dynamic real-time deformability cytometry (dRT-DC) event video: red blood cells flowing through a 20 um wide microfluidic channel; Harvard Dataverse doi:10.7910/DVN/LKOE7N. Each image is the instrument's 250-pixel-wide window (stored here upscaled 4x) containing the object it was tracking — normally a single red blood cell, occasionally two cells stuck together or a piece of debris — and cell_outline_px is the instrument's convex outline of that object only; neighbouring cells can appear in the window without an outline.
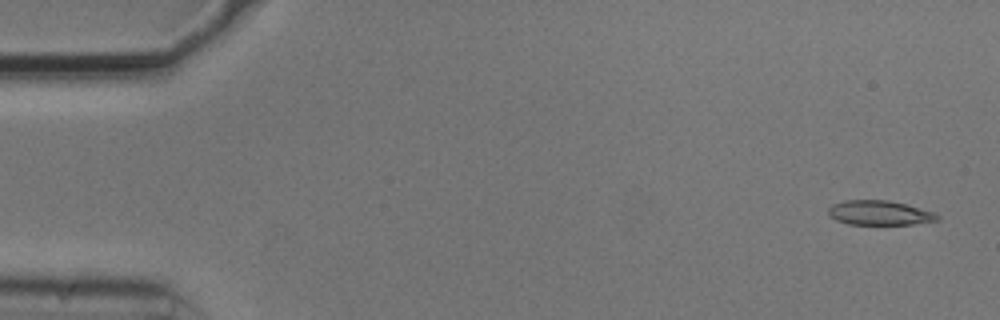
{"species": "common noctule bat (a hibernating species)", "species_latin": "Nyctalus noctula", "temperature_condition": "cold", "stored_images_in_passage": 53, "camera_frame_rate_fps": 3000, "um_per_image_px": 0.085, "animal": {"sex": "male", "body_mass_g": 20.5, "forearm_length_mm": 52.5}, "frame": {"image": 1, "passage_image": 2, "time_ms": 0.333, "image_size_px": [1000, 320], "cell_outline_px": [[940, 220], [912, 224], [848, 224], [836, 220], [828, 212], [828, 208], [832, 204], [844, 200], [888, 200], [936, 212], [940, 216]], "centroid_in_image_um": [74.78, 18.09], "position_along_channel_um": 10.2, "area_um2": 15.55}}
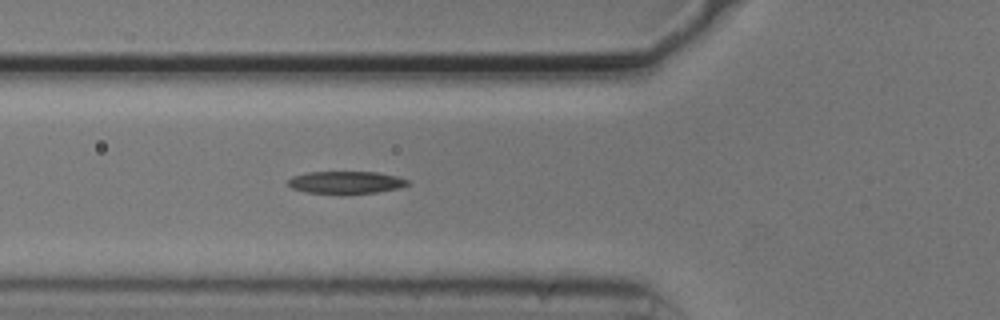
{"frame": {"image": 2, "passage_image": 19, "time_ms": 6.0, "image_size_px": [1000, 320], "cell_outline_px": [[412, 184], [400, 188], [376, 192], [304, 192], [292, 188], [288, 184], [288, 180], [292, 176], [308, 172], [376, 172], [396, 176], [408, 180]], "centroid_in_image_um": [29.43, 15.48], "position_along_channel_um": 96.4, "area_um2": 15.2}}
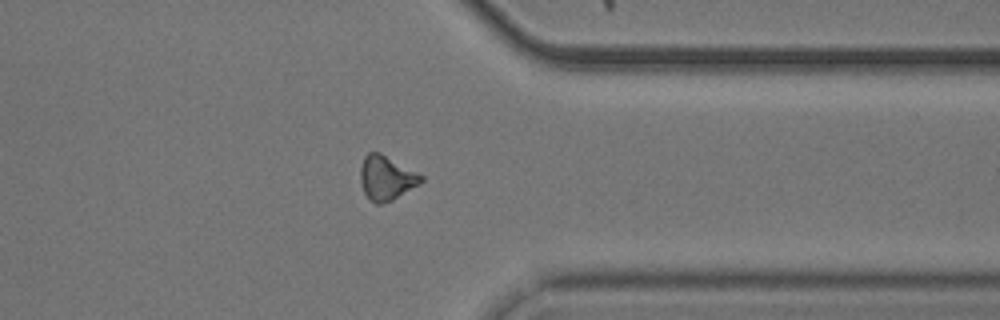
{"frame": {"image": 3, "passage_image": 42, "time_ms": 13.667, "image_size_px": [1000, 320], "cell_outline_px": [[424, 180], [420, 184], [392, 200], [380, 204], [376, 204], [364, 192], [360, 180], [360, 168], [364, 156], [368, 152], [380, 152], [424, 176]], "centroid_in_image_um": [32.84, 15.11], "position_along_channel_um": 378.6, "area_um2": 15.61}, "authors_computed_cell_mechanics": {"area_um2": 15.7794, "velocity_mm_per_s": 3.7477, "shape_relaxation_time_tau1_ms": 3.1426, "shape_relaxation_time_tau2_ms": null, "deformation_change_tau1": 0.121, "deformation_change_tau2": null}}